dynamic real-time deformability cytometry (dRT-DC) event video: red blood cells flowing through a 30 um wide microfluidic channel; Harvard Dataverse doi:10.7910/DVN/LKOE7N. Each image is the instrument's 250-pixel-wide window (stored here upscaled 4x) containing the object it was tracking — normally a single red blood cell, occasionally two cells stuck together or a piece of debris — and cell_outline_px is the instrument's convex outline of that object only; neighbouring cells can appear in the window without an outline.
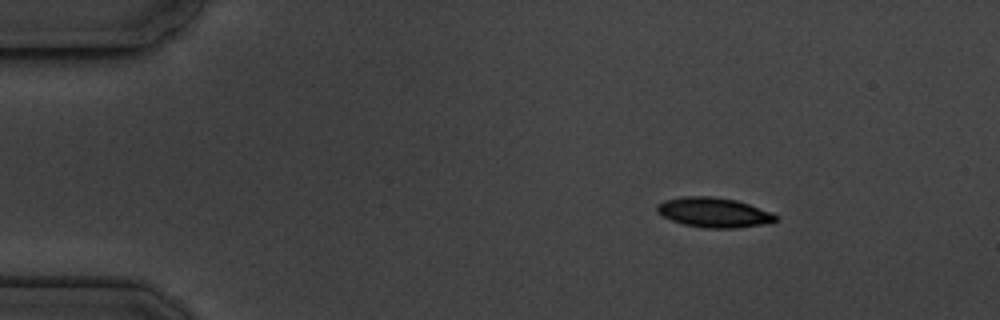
{"species": "common noctule bat (a hibernating species)", "species_latin": "Nyctalus noctula", "temperature_condition": "cold", "stored_images_in_passage": 3, "camera_frame_rate_fps": 3000, "um_per_image_px": 0.085, "animal": {"sex": "male", "body_mass_g": 19.5, "forearm_length_mm": 54.6}, "frame": {"image": 1, "passage_image": 1, "time_ms": 0.0, "image_size_px": [1000, 320], "cell_outline_px": [[776, 220], [760, 224], [736, 228], [704, 228], [684, 224], [672, 220], [656, 212], [656, 204], [664, 200], [680, 196], [712, 196], [736, 200], [772, 212], [776, 216]], "centroid_in_image_um": [60.61, 18.04], "position_along_channel_um": 24.4, "area_um2": 20.46}}